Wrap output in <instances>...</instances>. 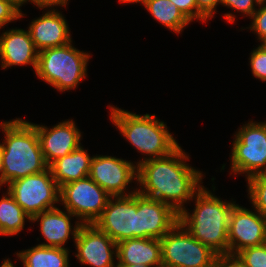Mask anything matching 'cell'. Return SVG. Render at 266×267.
I'll list each match as a JSON object with an SVG mask.
<instances>
[{
  "mask_svg": "<svg viewBox=\"0 0 266 267\" xmlns=\"http://www.w3.org/2000/svg\"><path fill=\"white\" fill-rule=\"evenodd\" d=\"M189 154L178 146L169 155L137 165V191L170 205L180 213L204 186L202 171L187 164Z\"/></svg>",
  "mask_w": 266,
  "mask_h": 267,
  "instance_id": "obj_1",
  "label": "cell"
},
{
  "mask_svg": "<svg viewBox=\"0 0 266 267\" xmlns=\"http://www.w3.org/2000/svg\"><path fill=\"white\" fill-rule=\"evenodd\" d=\"M1 188L3 185L37 174L48 168L35 127L22 118L0 123Z\"/></svg>",
  "mask_w": 266,
  "mask_h": 267,
  "instance_id": "obj_2",
  "label": "cell"
},
{
  "mask_svg": "<svg viewBox=\"0 0 266 267\" xmlns=\"http://www.w3.org/2000/svg\"><path fill=\"white\" fill-rule=\"evenodd\" d=\"M222 200L203 186L193 197V212L184 208L178 222L198 241L218 256L229 254V216L236 201Z\"/></svg>",
  "mask_w": 266,
  "mask_h": 267,
  "instance_id": "obj_3",
  "label": "cell"
},
{
  "mask_svg": "<svg viewBox=\"0 0 266 267\" xmlns=\"http://www.w3.org/2000/svg\"><path fill=\"white\" fill-rule=\"evenodd\" d=\"M110 109V122L119 130L127 142L144 154L140 162L169 155L178 146L176 138L169 132L167 124L155 114H135L114 105Z\"/></svg>",
  "mask_w": 266,
  "mask_h": 267,
  "instance_id": "obj_4",
  "label": "cell"
},
{
  "mask_svg": "<svg viewBox=\"0 0 266 267\" xmlns=\"http://www.w3.org/2000/svg\"><path fill=\"white\" fill-rule=\"evenodd\" d=\"M73 46V41L61 47L38 52L35 76L59 92L76 89L87 78L90 56Z\"/></svg>",
  "mask_w": 266,
  "mask_h": 267,
  "instance_id": "obj_5",
  "label": "cell"
},
{
  "mask_svg": "<svg viewBox=\"0 0 266 267\" xmlns=\"http://www.w3.org/2000/svg\"><path fill=\"white\" fill-rule=\"evenodd\" d=\"M230 173L246 176L266 174V121L243 124L233 137Z\"/></svg>",
  "mask_w": 266,
  "mask_h": 267,
  "instance_id": "obj_6",
  "label": "cell"
},
{
  "mask_svg": "<svg viewBox=\"0 0 266 267\" xmlns=\"http://www.w3.org/2000/svg\"><path fill=\"white\" fill-rule=\"evenodd\" d=\"M162 267H215L217 254L178 222L161 239Z\"/></svg>",
  "mask_w": 266,
  "mask_h": 267,
  "instance_id": "obj_7",
  "label": "cell"
},
{
  "mask_svg": "<svg viewBox=\"0 0 266 267\" xmlns=\"http://www.w3.org/2000/svg\"><path fill=\"white\" fill-rule=\"evenodd\" d=\"M7 190L23 211L33 217L59 205L60 188L49 167L40 173L16 179L7 184Z\"/></svg>",
  "mask_w": 266,
  "mask_h": 267,
  "instance_id": "obj_8",
  "label": "cell"
},
{
  "mask_svg": "<svg viewBox=\"0 0 266 267\" xmlns=\"http://www.w3.org/2000/svg\"><path fill=\"white\" fill-rule=\"evenodd\" d=\"M111 196L89 176L60 187L59 203L81 224H94Z\"/></svg>",
  "mask_w": 266,
  "mask_h": 267,
  "instance_id": "obj_9",
  "label": "cell"
},
{
  "mask_svg": "<svg viewBox=\"0 0 266 267\" xmlns=\"http://www.w3.org/2000/svg\"><path fill=\"white\" fill-rule=\"evenodd\" d=\"M89 177L111 197L130 196L137 192V187L128 191L130 183H137V164L131 160L96 154L91 160Z\"/></svg>",
  "mask_w": 266,
  "mask_h": 267,
  "instance_id": "obj_10",
  "label": "cell"
},
{
  "mask_svg": "<svg viewBox=\"0 0 266 267\" xmlns=\"http://www.w3.org/2000/svg\"><path fill=\"white\" fill-rule=\"evenodd\" d=\"M94 225L116 243L136 238V192L130 196L111 197Z\"/></svg>",
  "mask_w": 266,
  "mask_h": 267,
  "instance_id": "obj_11",
  "label": "cell"
},
{
  "mask_svg": "<svg viewBox=\"0 0 266 267\" xmlns=\"http://www.w3.org/2000/svg\"><path fill=\"white\" fill-rule=\"evenodd\" d=\"M252 209L235 204L230 212L228 244L231 255H236L244 248L266 243V218L255 208Z\"/></svg>",
  "mask_w": 266,
  "mask_h": 267,
  "instance_id": "obj_12",
  "label": "cell"
},
{
  "mask_svg": "<svg viewBox=\"0 0 266 267\" xmlns=\"http://www.w3.org/2000/svg\"><path fill=\"white\" fill-rule=\"evenodd\" d=\"M79 264L89 267H115L117 243L94 224H82L74 240ZM116 262H115V261Z\"/></svg>",
  "mask_w": 266,
  "mask_h": 267,
  "instance_id": "obj_13",
  "label": "cell"
},
{
  "mask_svg": "<svg viewBox=\"0 0 266 267\" xmlns=\"http://www.w3.org/2000/svg\"><path fill=\"white\" fill-rule=\"evenodd\" d=\"M137 231L136 238L161 239L179 220L170 205L136 192Z\"/></svg>",
  "mask_w": 266,
  "mask_h": 267,
  "instance_id": "obj_14",
  "label": "cell"
},
{
  "mask_svg": "<svg viewBox=\"0 0 266 267\" xmlns=\"http://www.w3.org/2000/svg\"><path fill=\"white\" fill-rule=\"evenodd\" d=\"M38 134L44 160L49 166L53 161L78 149L82 132L73 119L62 120L51 128L46 125L31 123Z\"/></svg>",
  "mask_w": 266,
  "mask_h": 267,
  "instance_id": "obj_15",
  "label": "cell"
},
{
  "mask_svg": "<svg viewBox=\"0 0 266 267\" xmlns=\"http://www.w3.org/2000/svg\"><path fill=\"white\" fill-rule=\"evenodd\" d=\"M44 11L42 16L33 19L27 28L36 50L40 52L72 42L70 28L61 11H58L57 7H46Z\"/></svg>",
  "mask_w": 266,
  "mask_h": 267,
  "instance_id": "obj_16",
  "label": "cell"
},
{
  "mask_svg": "<svg viewBox=\"0 0 266 267\" xmlns=\"http://www.w3.org/2000/svg\"><path fill=\"white\" fill-rule=\"evenodd\" d=\"M38 51L28 29L12 28L0 34V64L2 69L13 66L33 67L36 70Z\"/></svg>",
  "mask_w": 266,
  "mask_h": 267,
  "instance_id": "obj_17",
  "label": "cell"
},
{
  "mask_svg": "<svg viewBox=\"0 0 266 267\" xmlns=\"http://www.w3.org/2000/svg\"><path fill=\"white\" fill-rule=\"evenodd\" d=\"M74 218L76 217L68 210L63 211L59 207L46 210L33 216L31 222H40L39 231L46 241V243L43 242L38 245L66 248L65 244L68 243V239L72 238L75 240L78 230L82 225L76 220L73 226L71 220Z\"/></svg>",
  "mask_w": 266,
  "mask_h": 267,
  "instance_id": "obj_18",
  "label": "cell"
},
{
  "mask_svg": "<svg viewBox=\"0 0 266 267\" xmlns=\"http://www.w3.org/2000/svg\"><path fill=\"white\" fill-rule=\"evenodd\" d=\"M150 267H162V251L159 239L133 238L117 243V263Z\"/></svg>",
  "mask_w": 266,
  "mask_h": 267,
  "instance_id": "obj_19",
  "label": "cell"
},
{
  "mask_svg": "<svg viewBox=\"0 0 266 267\" xmlns=\"http://www.w3.org/2000/svg\"><path fill=\"white\" fill-rule=\"evenodd\" d=\"M92 158L81 145L68 155L53 161L48 167L60 188L66 183L89 176Z\"/></svg>",
  "mask_w": 266,
  "mask_h": 267,
  "instance_id": "obj_20",
  "label": "cell"
},
{
  "mask_svg": "<svg viewBox=\"0 0 266 267\" xmlns=\"http://www.w3.org/2000/svg\"><path fill=\"white\" fill-rule=\"evenodd\" d=\"M69 248L35 245L17 251L16 256L23 267H70Z\"/></svg>",
  "mask_w": 266,
  "mask_h": 267,
  "instance_id": "obj_21",
  "label": "cell"
},
{
  "mask_svg": "<svg viewBox=\"0 0 266 267\" xmlns=\"http://www.w3.org/2000/svg\"><path fill=\"white\" fill-rule=\"evenodd\" d=\"M141 4L153 19L176 34L191 23L170 0H144Z\"/></svg>",
  "mask_w": 266,
  "mask_h": 267,
  "instance_id": "obj_22",
  "label": "cell"
},
{
  "mask_svg": "<svg viewBox=\"0 0 266 267\" xmlns=\"http://www.w3.org/2000/svg\"><path fill=\"white\" fill-rule=\"evenodd\" d=\"M6 192L0 199V235L14 236L24 229L25 220L31 222V217L16 203L11 194Z\"/></svg>",
  "mask_w": 266,
  "mask_h": 267,
  "instance_id": "obj_23",
  "label": "cell"
},
{
  "mask_svg": "<svg viewBox=\"0 0 266 267\" xmlns=\"http://www.w3.org/2000/svg\"><path fill=\"white\" fill-rule=\"evenodd\" d=\"M247 195L252 204L264 218H266V174L254 175L246 179Z\"/></svg>",
  "mask_w": 266,
  "mask_h": 267,
  "instance_id": "obj_24",
  "label": "cell"
},
{
  "mask_svg": "<svg viewBox=\"0 0 266 267\" xmlns=\"http://www.w3.org/2000/svg\"><path fill=\"white\" fill-rule=\"evenodd\" d=\"M236 255L247 267H266V243L244 248Z\"/></svg>",
  "mask_w": 266,
  "mask_h": 267,
  "instance_id": "obj_25",
  "label": "cell"
},
{
  "mask_svg": "<svg viewBox=\"0 0 266 267\" xmlns=\"http://www.w3.org/2000/svg\"><path fill=\"white\" fill-rule=\"evenodd\" d=\"M249 60L252 76L266 82V49L261 44L253 48Z\"/></svg>",
  "mask_w": 266,
  "mask_h": 267,
  "instance_id": "obj_26",
  "label": "cell"
},
{
  "mask_svg": "<svg viewBox=\"0 0 266 267\" xmlns=\"http://www.w3.org/2000/svg\"><path fill=\"white\" fill-rule=\"evenodd\" d=\"M251 23L246 29L254 32L257 36V40L264 42L266 40V5L258 6V9L251 17Z\"/></svg>",
  "mask_w": 266,
  "mask_h": 267,
  "instance_id": "obj_27",
  "label": "cell"
},
{
  "mask_svg": "<svg viewBox=\"0 0 266 267\" xmlns=\"http://www.w3.org/2000/svg\"><path fill=\"white\" fill-rule=\"evenodd\" d=\"M174 3L183 15L190 21L199 20L207 22L209 19L198 9L196 0H170Z\"/></svg>",
  "mask_w": 266,
  "mask_h": 267,
  "instance_id": "obj_28",
  "label": "cell"
},
{
  "mask_svg": "<svg viewBox=\"0 0 266 267\" xmlns=\"http://www.w3.org/2000/svg\"><path fill=\"white\" fill-rule=\"evenodd\" d=\"M25 14L13 2L0 0V30L7 24L23 18Z\"/></svg>",
  "mask_w": 266,
  "mask_h": 267,
  "instance_id": "obj_29",
  "label": "cell"
},
{
  "mask_svg": "<svg viewBox=\"0 0 266 267\" xmlns=\"http://www.w3.org/2000/svg\"><path fill=\"white\" fill-rule=\"evenodd\" d=\"M220 5L240 12L244 17L251 18L254 12L258 9V4L255 0H220Z\"/></svg>",
  "mask_w": 266,
  "mask_h": 267,
  "instance_id": "obj_30",
  "label": "cell"
},
{
  "mask_svg": "<svg viewBox=\"0 0 266 267\" xmlns=\"http://www.w3.org/2000/svg\"><path fill=\"white\" fill-rule=\"evenodd\" d=\"M215 267H247L237 255L225 254L217 256Z\"/></svg>",
  "mask_w": 266,
  "mask_h": 267,
  "instance_id": "obj_31",
  "label": "cell"
},
{
  "mask_svg": "<svg viewBox=\"0 0 266 267\" xmlns=\"http://www.w3.org/2000/svg\"><path fill=\"white\" fill-rule=\"evenodd\" d=\"M198 9L210 20L217 14V6L220 0H196Z\"/></svg>",
  "mask_w": 266,
  "mask_h": 267,
  "instance_id": "obj_32",
  "label": "cell"
},
{
  "mask_svg": "<svg viewBox=\"0 0 266 267\" xmlns=\"http://www.w3.org/2000/svg\"><path fill=\"white\" fill-rule=\"evenodd\" d=\"M70 0H24V5L32 3L34 6L40 8V10L46 7H66L69 4Z\"/></svg>",
  "mask_w": 266,
  "mask_h": 267,
  "instance_id": "obj_33",
  "label": "cell"
},
{
  "mask_svg": "<svg viewBox=\"0 0 266 267\" xmlns=\"http://www.w3.org/2000/svg\"><path fill=\"white\" fill-rule=\"evenodd\" d=\"M0 267H16V266L12 263V261L9 258H7L3 260V263L0 265Z\"/></svg>",
  "mask_w": 266,
  "mask_h": 267,
  "instance_id": "obj_34",
  "label": "cell"
},
{
  "mask_svg": "<svg viewBox=\"0 0 266 267\" xmlns=\"http://www.w3.org/2000/svg\"><path fill=\"white\" fill-rule=\"evenodd\" d=\"M144 0H119L120 3H123V4H135V3H142Z\"/></svg>",
  "mask_w": 266,
  "mask_h": 267,
  "instance_id": "obj_35",
  "label": "cell"
},
{
  "mask_svg": "<svg viewBox=\"0 0 266 267\" xmlns=\"http://www.w3.org/2000/svg\"><path fill=\"white\" fill-rule=\"evenodd\" d=\"M115 267H150V266H146V265H139V264H136V265H127V264H116Z\"/></svg>",
  "mask_w": 266,
  "mask_h": 267,
  "instance_id": "obj_36",
  "label": "cell"
},
{
  "mask_svg": "<svg viewBox=\"0 0 266 267\" xmlns=\"http://www.w3.org/2000/svg\"><path fill=\"white\" fill-rule=\"evenodd\" d=\"M9 2H13L20 10L21 7L24 5V0H6Z\"/></svg>",
  "mask_w": 266,
  "mask_h": 267,
  "instance_id": "obj_37",
  "label": "cell"
},
{
  "mask_svg": "<svg viewBox=\"0 0 266 267\" xmlns=\"http://www.w3.org/2000/svg\"><path fill=\"white\" fill-rule=\"evenodd\" d=\"M255 2L258 4V6L266 5V0H255Z\"/></svg>",
  "mask_w": 266,
  "mask_h": 267,
  "instance_id": "obj_38",
  "label": "cell"
},
{
  "mask_svg": "<svg viewBox=\"0 0 266 267\" xmlns=\"http://www.w3.org/2000/svg\"><path fill=\"white\" fill-rule=\"evenodd\" d=\"M261 45L266 49V40L262 42Z\"/></svg>",
  "mask_w": 266,
  "mask_h": 267,
  "instance_id": "obj_39",
  "label": "cell"
},
{
  "mask_svg": "<svg viewBox=\"0 0 266 267\" xmlns=\"http://www.w3.org/2000/svg\"><path fill=\"white\" fill-rule=\"evenodd\" d=\"M0 188H1V164H0Z\"/></svg>",
  "mask_w": 266,
  "mask_h": 267,
  "instance_id": "obj_40",
  "label": "cell"
}]
</instances>
